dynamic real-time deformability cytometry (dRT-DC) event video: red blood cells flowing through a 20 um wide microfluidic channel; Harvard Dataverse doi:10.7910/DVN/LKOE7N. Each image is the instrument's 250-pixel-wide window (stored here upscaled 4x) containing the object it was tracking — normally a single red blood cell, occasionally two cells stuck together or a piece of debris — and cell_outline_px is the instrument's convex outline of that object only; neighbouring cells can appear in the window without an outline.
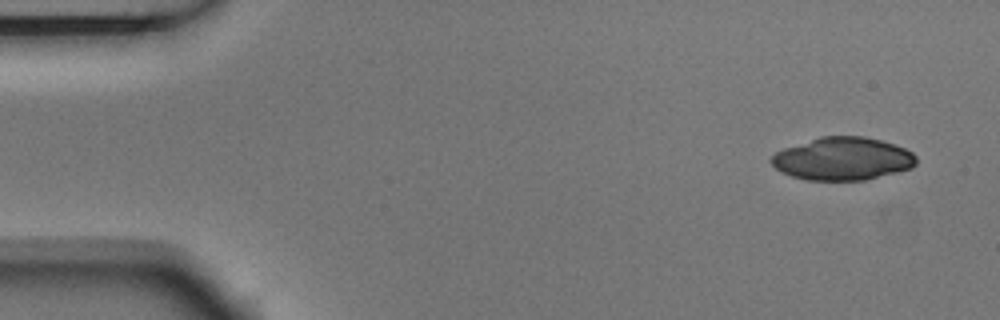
{"species": "Egyptian fruit bat (a non-hibernating species)", "species_latin": "Rousettus aegyptiacus", "temperature_condition": "room temperature", "stored_images_in_passage": 5, "segment_of_instrument_passage": [2, 2], "camera_frame_rate_fps": 3000, "um_per_image_px": 0.085, "animal": {"sex": "male"}, "frame": {"image": 1, "passage_image": 5, "time_ms": 1.333, "image_size_px": [1000, 320], "cell_outline_px": [[916, 164], [912, 168], [864, 180], [808, 180], [792, 176], [780, 172], [772, 164], [772, 156], [776, 152], [784, 148], [820, 136], [864, 136], [880, 140], [904, 148], [912, 152], [916, 156]], "centroid_in_image_um": [71.62, 13.49], "position_along_channel_um": 13.4, "area_um2": 36.01}}